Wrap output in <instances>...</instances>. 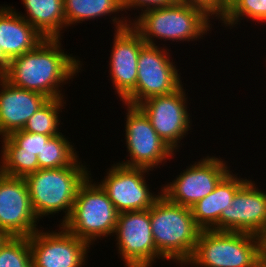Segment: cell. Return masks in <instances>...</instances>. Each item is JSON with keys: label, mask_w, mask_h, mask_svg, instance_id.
Here are the masks:
<instances>
[{"label": "cell", "mask_w": 266, "mask_h": 267, "mask_svg": "<svg viewBox=\"0 0 266 267\" xmlns=\"http://www.w3.org/2000/svg\"><path fill=\"white\" fill-rule=\"evenodd\" d=\"M150 222L157 251L167 261L183 267L192 256L201 231L191 208L161 195L150 207Z\"/></svg>", "instance_id": "277c9868"}, {"label": "cell", "mask_w": 266, "mask_h": 267, "mask_svg": "<svg viewBox=\"0 0 266 267\" xmlns=\"http://www.w3.org/2000/svg\"><path fill=\"white\" fill-rule=\"evenodd\" d=\"M221 158L208 155L186 166L172 182L160 186L162 195L173 203L191 208L211 193L230 171L228 162Z\"/></svg>", "instance_id": "30bf717a"}, {"label": "cell", "mask_w": 266, "mask_h": 267, "mask_svg": "<svg viewBox=\"0 0 266 267\" xmlns=\"http://www.w3.org/2000/svg\"><path fill=\"white\" fill-rule=\"evenodd\" d=\"M48 100L38 92L12 86L0 77V138L22 130L27 120Z\"/></svg>", "instance_id": "e0dca14e"}, {"label": "cell", "mask_w": 266, "mask_h": 267, "mask_svg": "<svg viewBox=\"0 0 266 267\" xmlns=\"http://www.w3.org/2000/svg\"><path fill=\"white\" fill-rule=\"evenodd\" d=\"M245 18L266 25V0H229L228 11L221 25L231 30Z\"/></svg>", "instance_id": "cb8c5ba5"}, {"label": "cell", "mask_w": 266, "mask_h": 267, "mask_svg": "<svg viewBox=\"0 0 266 267\" xmlns=\"http://www.w3.org/2000/svg\"><path fill=\"white\" fill-rule=\"evenodd\" d=\"M63 5L66 29L71 27V25L76 26L78 23H82L85 20H96L99 17L103 18V16L106 17L110 15H112L110 18L113 22L112 24H114V30H119L131 25L128 17L123 16L124 12L122 11L124 10L120 0H63ZM119 13L121 15H119Z\"/></svg>", "instance_id": "ffe728a7"}, {"label": "cell", "mask_w": 266, "mask_h": 267, "mask_svg": "<svg viewBox=\"0 0 266 267\" xmlns=\"http://www.w3.org/2000/svg\"><path fill=\"white\" fill-rule=\"evenodd\" d=\"M259 236L201 230L195 250L183 267H260Z\"/></svg>", "instance_id": "5b68a950"}, {"label": "cell", "mask_w": 266, "mask_h": 267, "mask_svg": "<svg viewBox=\"0 0 266 267\" xmlns=\"http://www.w3.org/2000/svg\"><path fill=\"white\" fill-rule=\"evenodd\" d=\"M25 14L17 13L28 21L43 37L61 38L66 30L63 0H21Z\"/></svg>", "instance_id": "44dd1931"}, {"label": "cell", "mask_w": 266, "mask_h": 267, "mask_svg": "<svg viewBox=\"0 0 266 267\" xmlns=\"http://www.w3.org/2000/svg\"><path fill=\"white\" fill-rule=\"evenodd\" d=\"M44 39L16 8L0 5V47L10 60L32 51Z\"/></svg>", "instance_id": "ac0fdd59"}, {"label": "cell", "mask_w": 266, "mask_h": 267, "mask_svg": "<svg viewBox=\"0 0 266 267\" xmlns=\"http://www.w3.org/2000/svg\"><path fill=\"white\" fill-rule=\"evenodd\" d=\"M92 178L90 174L79 187L72 212L62 226L93 246L95 241L113 236L118 212L105 190Z\"/></svg>", "instance_id": "8992f818"}, {"label": "cell", "mask_w": 266, "mask_h": 267, "mask_svg": "<svg viewBox=\"0 0 266 267\" xmlns=\"http://www.w3.org/2000/svg\"><path fill=\"white\" fill-rule=\"evenodd\" d=\"M10 59L4 54L2 47H0V77H3L9 68Z\"/></svg>", "instance_id": "f546056e"}, {"label": "cell", "mask_w": 266, "mask_h": 267, "mask_svg": "<svg viewBox=\"0 0 266 267\" xmlns=\"http://www.w3.org/2000/svg\"><path fill=\"white\" fill-rule=\"evenodd\" d=\"M114 32L108 67L115 94L123 102L136 88L138 55L145 41L131 25Z\"/></svg>", "instance_id": "2e32d148"}, {"label": "cell", "mask_w": 266, "mask_h": 267, "mask_svg": "<svg viewBox=\"0 0 266 267\" xmlns=\"http://www.w3.org/2000/svg\"><path fill=\"white\" fill-rule=\"evenodd\" d=\"M185 91L182 85L170 94L151 97L138 105L156 133L175 152L182 147L181 140L192 129V116L188 113L187 105L188 92L186 94Z\"/></svg>", "instance_id": "8fae6325"}, {"label": "cell", "mask_w": 266, "mask_h": 267, "mask_svg": "<svg viewBox=\"0 0 266 267\" xmlns=\"http://www.w3.org/2000/svg\"><path fill=\"white\" fill-rule=\"evenodd\" d=\"M169 51L166 45L161 47L160 44L145 43L141 47L136 88L122 103L138 106L151 97L170 94L183 85L181 73Z\"/></svg>", "instance_id": "52a82bcc"}, {"label": "cell", "mask_w": 266, "mask_h": 267, "mask_svg": "<svg viewBox=\"0 0 266 267\" xmlns=\"http://www.w3.org/2000/svg\"><path fill=\"white\" fill-rule=\"evenodd\" d=\"M78 158L71 166L57 169H39L29 174L26 180L32 209L40 221L62 212V225L70 216L77 192L91 174L89 167Z\"/></svg>", "instance_id": "7a4b0ae2"}, {"label": "cell", "mask_w": 266, "mask_h": 267, "mask_svg": "<svg viewBox=\"0 0 266 267\" xmlns=\"http://www.w3.org/2000/svg\"><path fill=\"white\" fill-rule=\"evenodd\" d=\"M122 105L126 108L124 144L128 153L126 157L130 158L118 163L153 171L154 168H160V165L164 166L167 161L174 159L176 152L160 138L143 111L138 106L125 103Z\"/></svg>", "instance_id": "ba28073f"}, {"label": "cell", "mask_w": 266, "mask_h": 267, "mask_svg": "<svg viewBox=\"0 0 266 267\" xmlns=\"http://www.w3.org/2000/svg\"><path fill=\"white\" fill-rule=\"evenodd\" d=\"M259 238H260L261 257H266V228L259 236Z\"/></svg>", "instance_id": "4dcf8cb0"}, {"label": "cell", "mask_w": 266, "mask_h": 267, "mask_svg": "<svg viewBox=\"0 0 266 267\" xmlns=\"http://www.w3.org/2000/svg\"><path fill=\"white\" fill-rule=\"evenodd\" d=\"M237 175L230 170L211 193L191 207L195 224L201 230L219 231L222 210L231 206L237 190L248 180Z\"/></svg>", "instance_id": "d6986e66"}, {"label": "cell", "mask_w": 266, "mask_h": 267, "mask_svg": "<svg viewBox=\"0 0 266 267\" xmlns=\"http://www.w3.org/2000/svg\"><path fill=\"white\" fill-rule=\"evenodd\" d=\"M260 267H266V257H260Z\"/></svg>", "instance_id": "d6a6232c"}, {"label": "cell", "mask_w": 266, "mask_h": 267, "mask_svg": "<svg viewBox=\"0 0 266 267\" xmlns=\"http://www.w3.org/2000/svg\"><path fill=\"white\" fill-rule=\"evenodd\" d=\"M256 184L248 178L237 190L231 206L221 212L219 231L262 234L266 228V191Z\"/></svg>", "instance_id": "9a60e30c"}, {"label": "cell", "mask_w": 266, "mask_h": 267, "mask_svg": "<svg viewBox=\"0 0 266 267\" xmlns=\"http://www.w3.org/2000/svg\"><path fill=\"white\" fill-rule=\"evenodd\" d=\"M151 170L113 163L100 182L118 213L148 210L162 195L152 193L146 181ZM148 175V176H146ZM150 188V189H149Z\"/></svg>", "instance_id": "7c38bea8"}, {"label": "cell", "mask_w": 266, "mask_h": 267, "mask_svg": "<svg viewBox=\"0 0 266 267\" xmlns=\"http://www.w3.org/2000/svg\"><path fill=\"white\" fill-rule=\"evenodd\" d=\"M130 18L131 26L145 43L156 46V39L171 42L204 39V34L212 32L213 26L210 18L201 10L178 1L169 6L146 10L134 16L135 19Z\"/></svg>", "instance_id": "3957f363"}, {"label": "cell", "mask_w": 266, "mask_h": 267, "mask_svg": "<svg viewBox=\"0 0 266 267\" xmlns=\"http://www.w3.org/2000/svg\"><path fill=\"white\" fill-rule=\"evenodd\" d=\"M39 230L29 237L32 267H84L88 261L90 244L68 232ZM58 231V232H57Z\"/></svg>", "instance_id": "4fadbf2b"}, {"label": "cell", "mask_w": 266, "mask_h": 267, "mask_svg": "<svg viewBox=\"0 0 266 267\" xmlns=\"http://www.w3.org/2000/svg\"><path fill=\"white\" fill-rule=\"evenodd\" d=\"M24 178L0 173V229L11 237H30L38 226Z\"/></svg>", "instance_id": "5bb4252c"}, {"label": "cell", "mask_w": 266, "mask_h": 267, "mask_svg": "<svg viewBox=\"0 0 266 267\" xmlns=\"http://www.w3.org/2000/svg\"><path fill=\"white\" fill-rule=\"evenodd\" d=\"M60 133L43 145L41 155L37 156L39 169H57L71 166L78 158L74 143ZM73 143V145H72Z\"/></svg>", "instance_id": "7402d4cb"}, {"label": "cell", "mask_w": 266, "mask_h": 267, "mask_svg": "<svg viewBox=\"0 0 266 267\" xmlns=\"http://www.w3.org/2000/svg\"><path fill=\"white\" fill-rule=\"evenodd\" d=\"M61 40L45 38L32 51L13 58L3 78L12 86L38 92L48 99L65 98L62 88L83 70V61L67 54Z\"/></svg>", "instance_id": "6da1fadb"}, {"label": "cell", "mask_w": 266, "mask_h": 267, "mask_svg": "<svg viewBox=\"0 0 266 267\" xmlns=\"http://www.w3.org/2000/svg\"><path fill=\"white\" fill-rule=\"evenodd\" d=\"M151 230L150 208L118 213L113 237L125 267H152L157 259L166 260L157 251Z\"/></svg>", "instance_id": "9c48e42d"}, {"label": "cell", "mask_w": 266, "mask_h": 267, "mask_svg": "<svg viewBox=\"0 0 266 267\" xmlns=\"http://www.w3.org/2000/svg\"><path fill=\"white\" fill-rule=\"evenodd\" d=\"M190 7L201 10L207 17L221 21L227 14L229 0H176ZM214 17V18H213Z\"/></svg>", "instance_id": "83f0119b"}, {"label": "cell", "mask_w": 266, "mask_h": 267, "mask_svg": "<svg viewBox=\"0 0 266 267\" xmlns=\"http://www.w3.org/2000/svg\"><path fill=\"white\" fill-rule=\"evenodd\" d=\"M0 267H32L29 237H10L0 248Z\"/></svg>", "instance_id": "4316f807"}, {"label": "cell", "mask_w": 266, "mask_h": 267, "mask_svg": "<svg viewBox=\"0 0 266 267\" xmlns=\"http://www.w3.org/2000/svg\"><path fill=\"white\" fill-rule=\"evenodd\" d=\"M0 173L25 178L39 170L37 156L29 152H0Z\"/></svg>", "instance_id": "484cf974"}, {"label": "cell", "mask_w": 266, "mask_h": 267, "mask_svg": "<svg viewBox=\"0 0 266 267\" xmlns=\"http://www.w3.org/2000/svg\"><path fill=\"white\" fill-rule=\"evenodd\" d=\"M175 1L176 0H120L123 10L126 13L125 16L128 17L129 20L131 18H129L130 17L129 15L127 16L128 13L126 10L128 11L138 10L137 12L140 14L149 9L169 6Z\"/></svg>", "instance_id": "f1b7e54d"}, {"label": "cell", "mask_w": 266, "mask_h": 267, "mask_svg": "<svg viewBox=\"0 0 266 267\" xmlns=\"http://www.w3.org/2000/svg\"><path fill=\"white\" fill-rule=\"evenodd\" d=\"M65 104V98L49 99L27 120L22 130L43 135H59L62 133L59 126L63 124L60 112L65 109Z\"/></svg>", "instance_id": "603a6c76"}, {"label": "cell", "mask_w": 266, "mask_h": 267, "mask_svg": "<svg viewBox=\"0 0 266 267\" xmlns=\"http://www.w3.org/2000/svg\"><path fill=\"white\" fill-rule=\"evenodd\" d=\"M11 236L4 231L3 229H0V248L4 245V243L10 238Z\"/></svg>", "instance_id": "1f68e13d"}, {"label": "cell", "mask_w": 266, "mask_h": 267, "mask_svg": "<svg viewBox=\"0 0 266 267\" xmlns=\"http://www.w3.org/2000/svg\"><path fill=\"white\" fill-rule=\"evenodd\" d=\"M56 135H43L17 130L10 135L0 138L2 143L1 152H29L41 155L43 145Z\"/></svg>", "instance_id": "d4e9b609"}]
</instances>
